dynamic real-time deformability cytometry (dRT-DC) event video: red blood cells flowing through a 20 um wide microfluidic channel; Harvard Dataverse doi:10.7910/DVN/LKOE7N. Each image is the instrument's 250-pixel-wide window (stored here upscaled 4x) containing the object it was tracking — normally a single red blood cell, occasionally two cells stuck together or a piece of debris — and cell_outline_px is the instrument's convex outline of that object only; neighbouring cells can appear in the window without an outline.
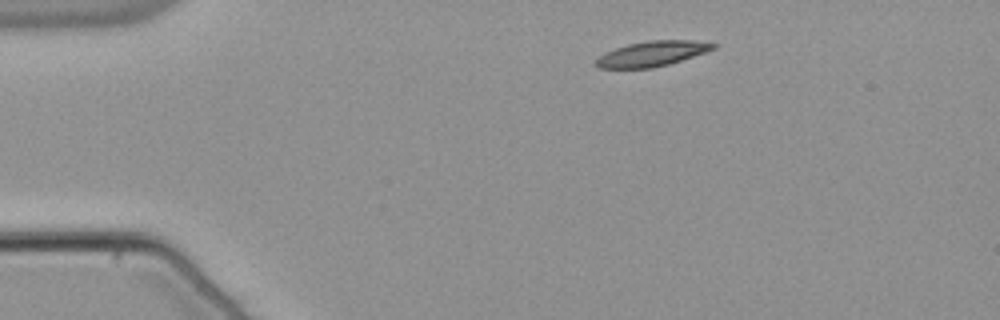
{"species": "common noctule bat (a hibernating species)", "species_latin": "Nyctalus noctula", "temperature_condition": "warm", "stored_images_in_passage": 45, "camera_frame_rate_fps": 3000, "um_per_image_px": 0.085, "animal": {"sex": "male", "body_mass_g": 21.5, "forearm_length_mm": 52.0}, "frame": {"image": 1, "passage_image": 1, "time_ms": 0.0, "image_size_px": [1000, 320], "cell_outline_px": [[720, 44], [716, 48], [668, 64], [652, 68], [596, 68], [592, 64], [604, 52], [628, 44], [648, 40], [692, 40]], "centroid_in_image_um": [55.39, 4.56], "position_along_channel_um": 29.6, "area_um2": 17.17}}
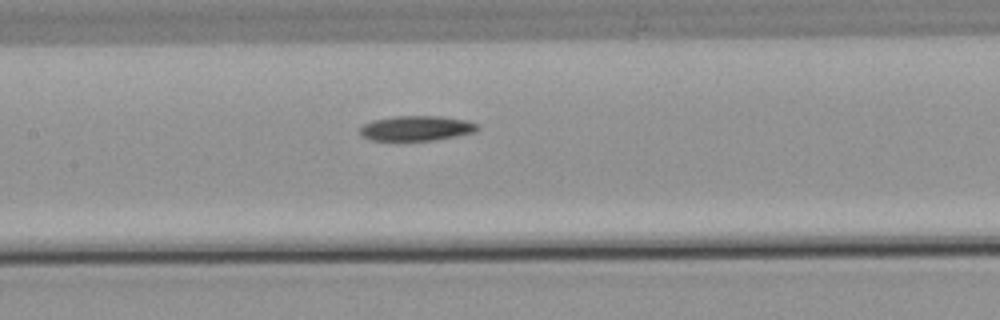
{"frame": {"image": 2, "passage_image": 17, "time_ms": 5.333, "image_size_px": [1000, 320], "cell_outline_px": [[480, 128], [476, 132], [456, 136], [432, 140], [372, 140], [364, 136], [360, 132], [360, 128], [364, 124], [372, 120], [392, 116], [440, 116], [468, 120], [480, 124]], "centroid_in_image_um": [35.46, 10.88], "position_along_channel_um": 171.9, "area_um2": 17.17}}
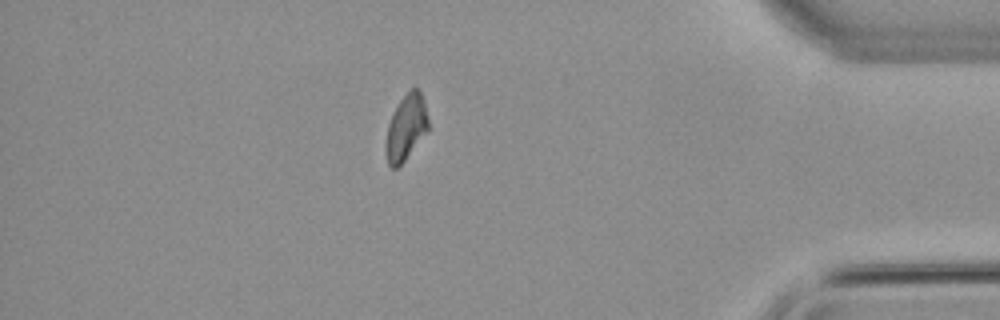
{"frame": {"image": 3, "passage_image": 38, "time_ms": 12.333, "image_size_px": [1000, 320], "cell_outline_px": [[428, 132], [404, 160], [396, 168], [392, 168], [388, 164], [384, 152], [384, 144], [388, 124], [392, 112], [400, 100], [412, 88], [416, 88], [420, 92], [424, 100], [428, 120]], "centroid_in_image_um": [34.49, 10.86], "position_along_channel_um": 400.7, "area_um2": 16.36}}